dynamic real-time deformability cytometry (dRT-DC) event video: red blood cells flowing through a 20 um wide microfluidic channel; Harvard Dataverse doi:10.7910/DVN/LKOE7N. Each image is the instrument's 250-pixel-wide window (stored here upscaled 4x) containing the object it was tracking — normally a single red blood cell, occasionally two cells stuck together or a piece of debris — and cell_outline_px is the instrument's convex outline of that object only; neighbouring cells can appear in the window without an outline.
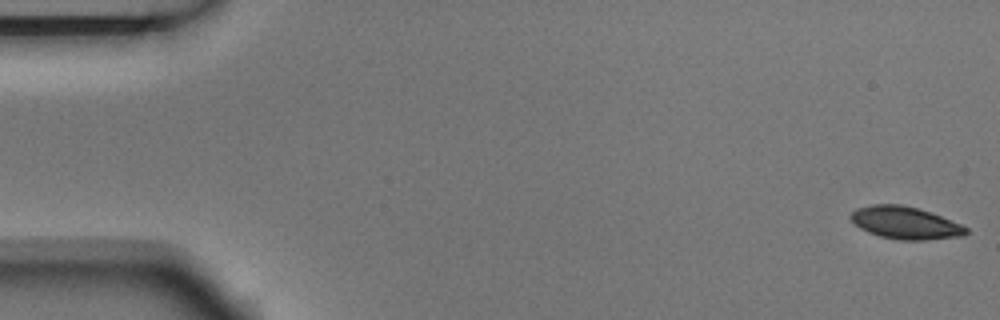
{"species": "Egyptian fruit bat (a non-hibernating species)", "species_latin": "Rousettus aegyptiacus", "temperature_condition": "room temperature", "stored_images_in_passage": 6, "camera_frame_rate_fps": 3000, "um_per_image_px": 0.085, "animal": {"sex": "male"}, "frame": {"image": 1, "passage_image": 1, "time_ms": 0.0, "image_size_px": [1000, 320], "cell_outline_px": [[968, 232], [964, 236], [928, 240], [900, 240], [880, 236], [868, 232], [860, 228], [848, 216], [856, 208], [872, 204], [900, 204], [932, 212], [960, 224], [968, 228]], "centroid_in_image_um": [76.95, 18.94], "position_along_channel_um": 8.0, "area_um2": 21.85}}